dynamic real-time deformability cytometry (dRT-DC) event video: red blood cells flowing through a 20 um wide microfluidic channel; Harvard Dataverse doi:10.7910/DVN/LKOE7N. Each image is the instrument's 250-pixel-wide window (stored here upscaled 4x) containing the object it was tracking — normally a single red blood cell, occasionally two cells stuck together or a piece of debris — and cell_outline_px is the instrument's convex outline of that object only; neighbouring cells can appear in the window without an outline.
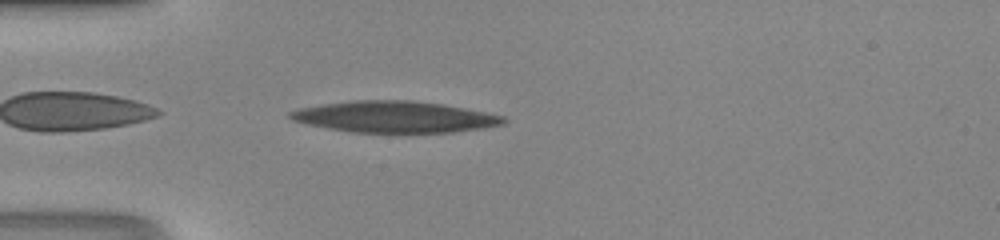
{"species": "human", "species_latin": "Homo sapiens", "temperature_condition": "room temperature", "stored_images_in_passage": 34, "camera_frame_rate_fps": 3000, "um_per_image_px": 0.085, "donor": {"sex": "male"}, "frame": {"image": 1, "passage_image": 1, "time_ms": 0.0, "image_size_px": [1000, 240], "cell_outline_px": [[504, 124], [484, 128], [452, 132], [396, 136], [352, 132], [328, 128], [308, 124], [292, 120], [288, 116], [288, 112], [300, 108], [324, 104], [356, 100], [408, 100], [440, 104], [504, 116]], "centroid_in_image_um": [33.53, 9.99], "position_along_channel_um": 51.5, "area_um2": 39.82}}
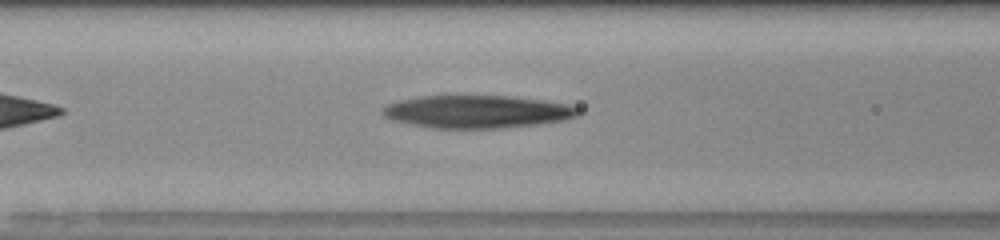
{"frame": {"image": 2, "passage_image": 7, "time_ms": 2.0, "image_size_px": [1000, 240], "cell_outline_px": [[580, 112], [576, 116], [564, 120], [540, 124], [500, 128], [432, 128], [408, 124], [392, 120], [384, 116], [380, 112], [388, 104], [400, 100], [420, 96], [512, 96], [568, 104], [580, 108]], "centroid_in_image_um": [40.55, 9.5], "position_along_channel_um": 126.1, "area_um2": 37.34}}
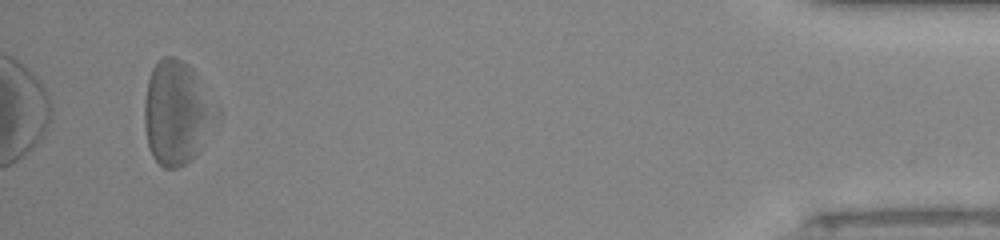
{"frame": {"image": 3, "passage_image": 32, "time_ms": 10.333, "image_size_px": [1000, 240], "cell_outline_px": [[220, 120], [196, 152], [184, 164], [176, 168], [164, 168], [152, 156], [148, 144], [144, 124], [144, 100], [148, 80], [152, 68], [164, 56], [172, 56], [188, 64], [192, 68], [220, 112]], "centroid_in_image_um": [15.04, 9.57], "position_along_channel_um": 420.2, "area_um2": 43.29}}